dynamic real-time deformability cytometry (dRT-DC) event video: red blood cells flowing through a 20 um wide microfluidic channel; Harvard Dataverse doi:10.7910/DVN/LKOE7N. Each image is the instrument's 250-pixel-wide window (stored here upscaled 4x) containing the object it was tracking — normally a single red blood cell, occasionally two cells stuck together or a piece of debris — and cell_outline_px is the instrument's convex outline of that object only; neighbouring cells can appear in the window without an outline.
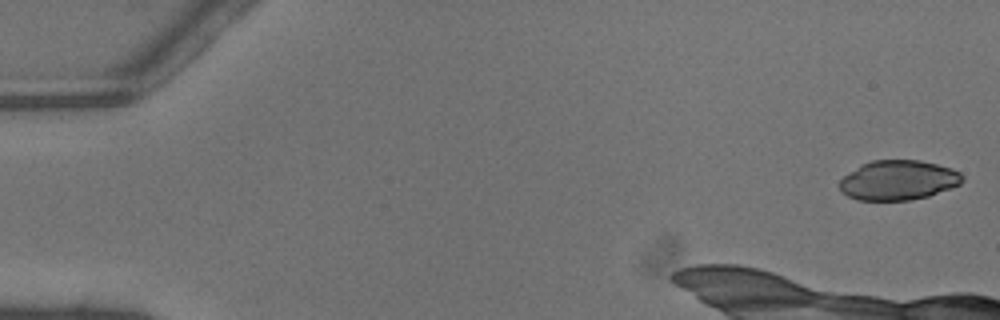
{"species": "common noctule bat (a hibernating species)", "species_latin": "Nyctalus noctula", "temperature_condition": "warm", "stored_images_in_passage": 9, "camera_frame_rate_fps": 3000, "um_per_image_px": 0.085, "animal": {"sex": "male", "body_mass_g": 13.3}, "frame": {"image": 1, "passage_image": 1, "time_ms": 0.0, "image_size_px": [1000, 320], "cell_outline_px": [[964, 180], [960, 184], [928, 196], [908, 200], [856, 200], [848, 196], [840, 188], [840, 180], [844, 176], [860, 164], [872, 160], [920, 160], [952, 168], [960, 172], [964, 176]], "centroid_in_image_um": [76.36, 15.31], "position_along_channel_um": 8.6, "area_um2": 28.38}}